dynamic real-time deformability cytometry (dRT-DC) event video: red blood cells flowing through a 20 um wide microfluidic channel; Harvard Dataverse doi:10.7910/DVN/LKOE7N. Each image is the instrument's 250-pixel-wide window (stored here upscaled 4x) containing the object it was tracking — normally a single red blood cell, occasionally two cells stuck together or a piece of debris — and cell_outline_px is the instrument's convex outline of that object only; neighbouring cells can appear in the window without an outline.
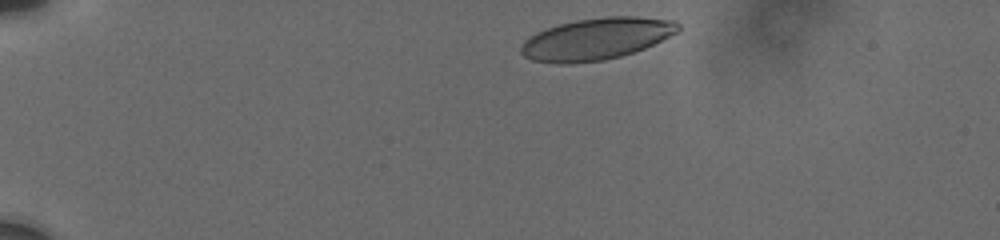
{"species": "human", "species_latin": "Homo sapiens", "temperature_condition": "cold", "stored_images_in_passage": 5, "camera_frame_rate_fps": 3000, "um_per_image_px": 0.085, "donor": {"sex": "male"}, "frame": {"image": 1, "passage_image": 1, "time_ms": 0.0, "image_size_px": [1000, 240], "cell_outline_px": [[680, 28], [676, 32], [644, 48], [620, 56], [604, 60], [572, 64], [556, 64], [532, 60], [524, 56], [520, 52], [520, 48], [524, 40], [536, 32], [560, 24], [576, 20], [604, 16], [636, 16], [676, 20], [680, 24]], "centroid_in_image_um": [50.66, 3.3], "position_along_channel_um": 34.3, "area_um2": 38.26}}
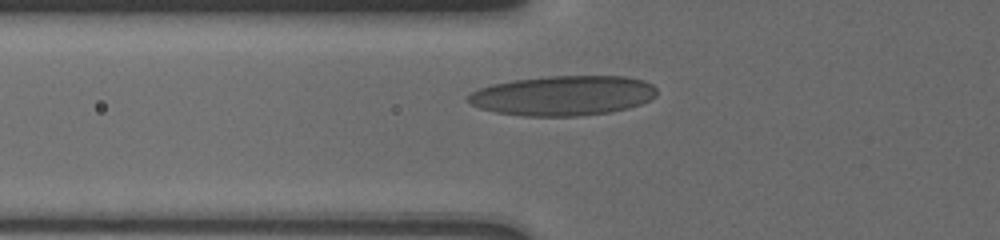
{"frame": {"image": 2, "passage_image": 4, "time_ms": 3.333, "image_size_px": [1000, 240], "cell_outline_px": [[656, 96], [640, 104], [628, 108], [608, 112], [580, 116], [520, 116], [496, 112], [480, 108], [472, 104], [468, 100], [468, 96], [472, 92], [480, 88], [492, 84], [512, 80], [548, 76], [624, 76], [644, 80], [652, 84], [656, 88]], "centroid_in_image_um": [47.87, 8.12], "position_along_channel_um": 77.9, "area_um2": 43.81}}
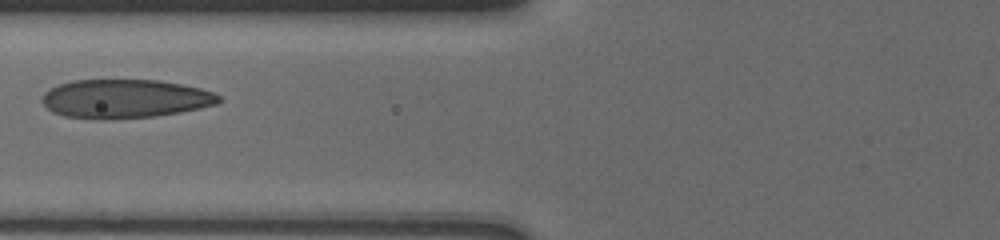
{"frame": {"image": 3, "passage_image": 5, "time_ms": 4.333, "image_size_px": [1000, 240], "cell_outline_px": [[224, 100], [216, 104], [200, 108], [180, 112], [152, 116], [104, 120], [64, 116], [52, 112], [40, 100], [44, 92], [48, 88], [72, 80], [160, 80], [200, 88], [212, 92], [220, 96]], "centroid_in_image_um": [10.6, 8.39], "position_along_channel_um": 115.2, "area_um2": 40.06}}